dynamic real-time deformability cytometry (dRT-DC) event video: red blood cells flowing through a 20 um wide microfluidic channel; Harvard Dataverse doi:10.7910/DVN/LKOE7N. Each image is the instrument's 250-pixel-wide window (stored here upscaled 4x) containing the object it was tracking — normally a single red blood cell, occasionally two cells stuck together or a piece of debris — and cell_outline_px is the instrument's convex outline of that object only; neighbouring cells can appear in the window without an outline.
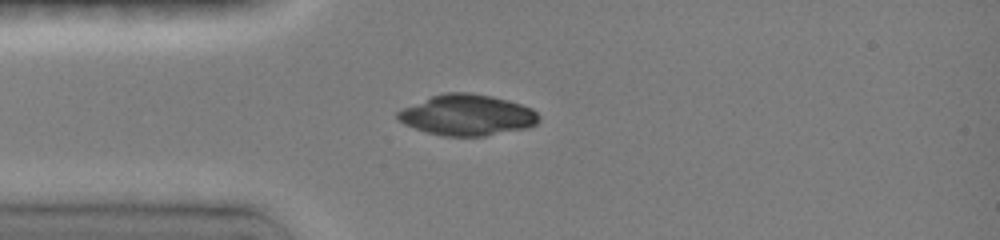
{"species": "common noctule bat (a hibernating species)", "species_latin": "Nyctalus noctula", "temperature_condition": "room temperature", "stored_images_in_passage": 5, "camera_frame_rate_fps": 3000, "um_per_image_px": 0.085, "animal": {"sex": "female", "body_mass_g": 19.0, "forearm_length_mm": 51.5}, "frame": {"image": 1, "passage_image": 3, "time_ms": 2.333, "image_size_px": [1000, 240], "cell_outline_px": [[540, 120], [536, 124], [528, 128], [484, 136], [444, 136], [428, 132], [404, 124], [396, 120], [396, 112], [400, 108], [432, 96], [448, 92], [468, 92], [492, 96], [508, 100], [532, 108], [540, 116]], "centroid_in_image_um": [39.7, 9.78], "position_along_channel_um": 45.3, "area_um2": 33.76}}